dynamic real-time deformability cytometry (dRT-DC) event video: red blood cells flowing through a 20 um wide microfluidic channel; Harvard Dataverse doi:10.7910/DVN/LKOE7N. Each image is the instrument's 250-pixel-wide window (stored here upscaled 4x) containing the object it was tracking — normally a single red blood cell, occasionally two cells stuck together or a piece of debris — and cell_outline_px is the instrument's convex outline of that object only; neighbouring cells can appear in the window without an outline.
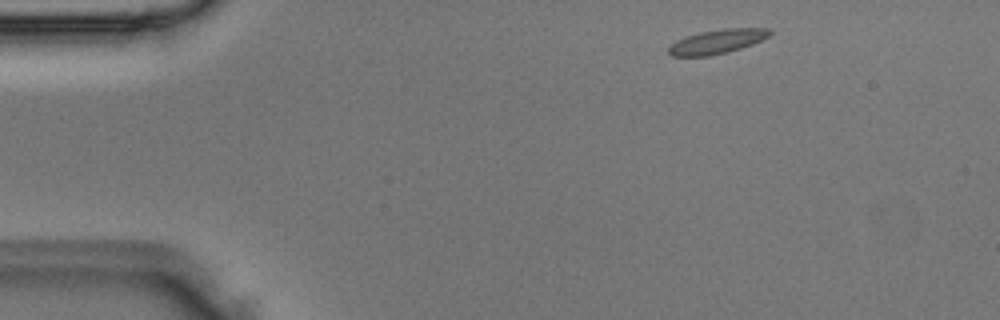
{"species": "Egyptian fruit bat (a non-hibernating species)", "species_latin": "Rousettus aegyptiacus", "temperature_condition": "room temperature", "stored_images_in_passage": 10, "camera_frame_rate_fps": 3000, "um_per_image_px": 0.085, "animal": {"sex": "male"}, "frame": {"image": 1, "passage_image": 2, "time_ms": 0.333, "image_size_px": [1000, 320], "cell_outline_px": [[772, 32], [768, 36], [752, 44], [728, 52], [708, 56], [672, 56], [668, 52], [668, 48], [676, 40], [700, 32], [724, 28], [768, 28]], "centroid_in_image_um": [60.95, 3.53], "position_along_channel_um": 24.1, "area_um2": 14.1}}